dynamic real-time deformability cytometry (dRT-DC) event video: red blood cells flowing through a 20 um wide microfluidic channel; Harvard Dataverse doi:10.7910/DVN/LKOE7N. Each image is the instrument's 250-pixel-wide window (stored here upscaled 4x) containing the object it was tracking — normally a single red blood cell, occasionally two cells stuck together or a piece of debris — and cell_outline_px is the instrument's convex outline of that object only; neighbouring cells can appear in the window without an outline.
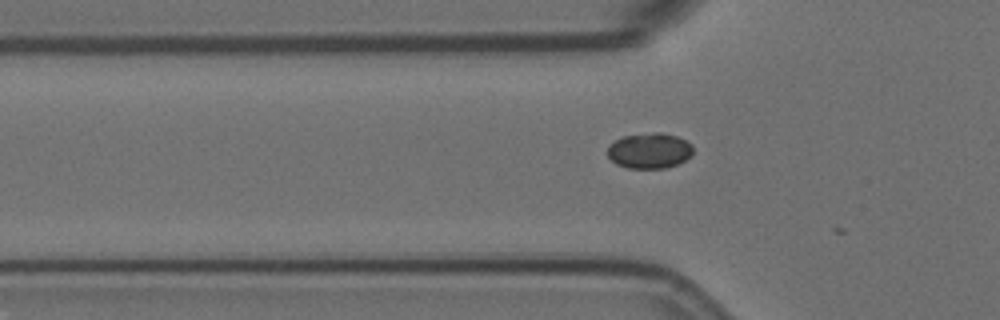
{"species": "Egyptian fruit bat (a non-hibernating species)", "species_latin": "Rousettus aegyptiacus", "temperature_condition": "room temperature", "stored_images_in_passage": 10, "camera_frame_rate_fps": 3000, "um_per_image_px": 0.085, "animal": {"sex": "female"}, "frame": {"image": 1, "passage_image": 7, "time_ms": 2.0, "image_size_px": [1000, 320], "cell_outline_px": [[692, 156], [676, 164], [664, 168], [628, 168], [616, 164], [608, 156], [608, 144], [624, 136], [652, 132], [660, 132], [676, 136], [692, 144]], "centroid_in_image_um": [55.19, 12.8], "position_along_channel_um": 70.6, "area_um2": 17.63}}